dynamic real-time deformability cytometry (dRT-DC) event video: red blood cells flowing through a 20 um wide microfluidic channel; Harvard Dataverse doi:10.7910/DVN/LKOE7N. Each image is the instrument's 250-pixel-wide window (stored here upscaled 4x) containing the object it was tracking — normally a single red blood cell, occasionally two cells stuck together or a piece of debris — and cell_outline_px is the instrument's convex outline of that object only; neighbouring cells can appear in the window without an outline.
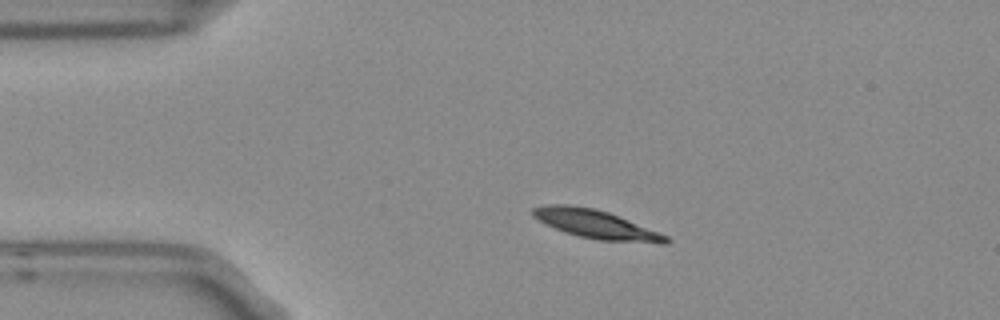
{"species": "Egyptian fruit bat (a non-hibernating species)", "species_latin": "Rousettus aegyptiacus", "temperature_condition": "room temperature", "stored_images_in_passage": 2, "camera_frame_rate_fps": 3000, "um_per_image_px": 0.085, "frame": {"image": 1, "passage_image": 1, "time_ms": 0.0, "image_size_px": [1000, 320], "cell_outline_px": [[672, 240], [668, 244], [660, 244], [600, 240], [580, 236], [564, 232], [532, 216], [532, 208], [548, 204], [568, 204], [592, 208], [608, 212], [668, 236]], "centroid_in_image_um": [50.7, 19.07], "position_along_channel_um": 34.3, "area_um2": 21.96}}